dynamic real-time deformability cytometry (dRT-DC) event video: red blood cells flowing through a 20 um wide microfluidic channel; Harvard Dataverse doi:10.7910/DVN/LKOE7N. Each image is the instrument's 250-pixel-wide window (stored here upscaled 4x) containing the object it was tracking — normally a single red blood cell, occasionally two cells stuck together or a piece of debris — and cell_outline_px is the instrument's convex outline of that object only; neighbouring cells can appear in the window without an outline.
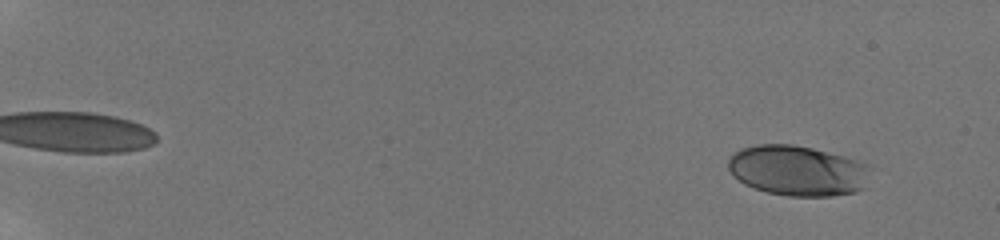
{"species": "human", "species_latin": "Homo sapiens", "temperature_condition": "room temperature", "stored_images_in_passage": 58, "camera_frame_rate_fps": 3000, "um_per_image_px": 0.085, "donor": {"sex": "male"}, "frame": {"image": 1, "passage_image": 6, "time_ms": 1.667, "image_size_px": [1000, 240], "cell_outline_px": [[872, 168], [868, 188], [856, 192], [832, 196], [788, 196], [768, 192], [744, 184], [732, 176], [728, 168], [728, 160], [740, 148], [756, 144], [792, 144], [812, 148], [872, 164]], "centroid_in_image_um": [67.87, 14.51], "position_along_channel_um": 17.1, "area_um2": 42.37}}
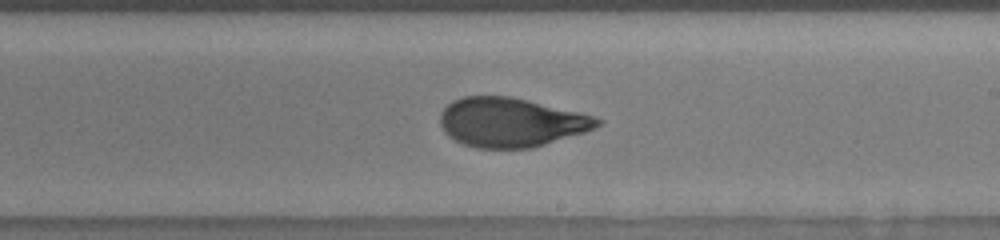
{"frame": {"image": 2, "passage_image": 39, "time_ms": 12.667, "image_size_px": [1000, 240], "cell_outline_px": [[604, 120], [600, 124], [584, 132], [532, 148], [476, 148], [464, 144], [448, 136], [444, 132], [440, 124], [440, 112], [452, 100], [464, 96], [512, 96], [580, 112]], "centroid_in_image_um": [43.4, 10.39], "position_along_channel_um": 245.6, "area_um2": 45.03}}
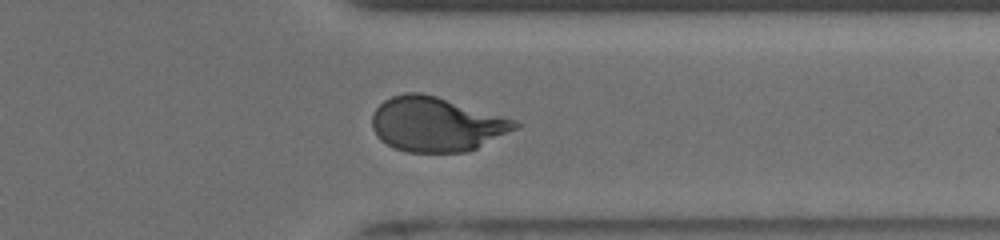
{"frame": {"image": 3, "passage_image": 49, "time_ms": 16.0, "image_size_px": [1000, 240], "cell_outline_px": [[520, 124], [516, 128], [476, 148], [464, 152], [404, 152], [380, 140], [372, 128], [372, 116], [376, 108], [384, 100], [392, 96], [404, 92], [420, 92], [436, 96], [500, 116], [512, 120]], "centroid_in_image_um": [37.0, 10.56], "position_along_channel_um": 374.4, "area_um2": 44.62}, "authors_computed_cell_mechanics": {"area_um2": 43.5812, "velocity_mm_per_s": 3.858, "shape_relaxation_time_tau1_ms": 4.7177, "shape_relaxation_time_tau2_ms": 0.8162, "deformation_change_tau1": 0.2077, "deformation_change_tau2": 0.0678}}